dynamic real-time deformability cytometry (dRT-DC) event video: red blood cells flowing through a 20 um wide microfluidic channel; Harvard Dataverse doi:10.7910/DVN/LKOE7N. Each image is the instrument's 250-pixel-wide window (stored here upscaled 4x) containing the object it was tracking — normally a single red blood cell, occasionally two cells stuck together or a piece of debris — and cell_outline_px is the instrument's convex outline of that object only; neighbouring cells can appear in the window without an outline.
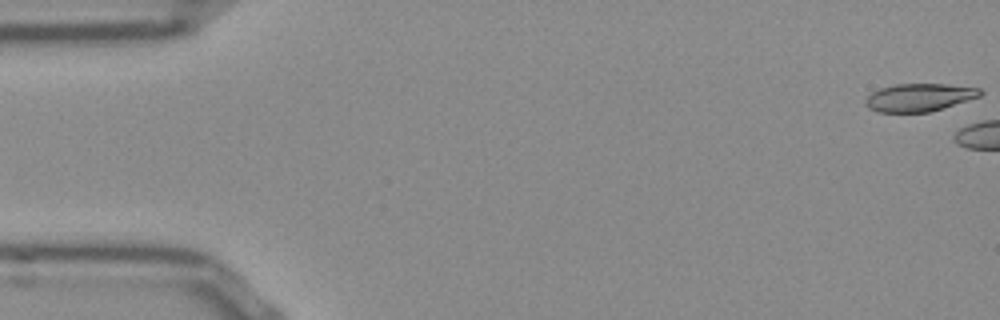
{"species": "Egyptian fruit bat (a non-hibernating species)", "species_latin": "Rousettus aegyptiacus", "temperature_condition": "room temperature", "stored_images_in_passage": 5, "camera_frame_rate_fps": 3000, "um_per_image_px": 0.085, "frame": {"image": 1, "passage_image": 1, "time_ms": 0.0, "image_size_px": [1000, 320], "cell_outline_px": [[984, 92], [980, 96], [928, 112], [876, 112], [868, 108], [864, 104], [864, 100], [872, 92], [880, 88], [896, 84], [948, 84], [980, 88]], "centroid_in_image_um": [78.1, 8.27], "position_along_channel_um": 6.9, "area_um2": 18.55}}